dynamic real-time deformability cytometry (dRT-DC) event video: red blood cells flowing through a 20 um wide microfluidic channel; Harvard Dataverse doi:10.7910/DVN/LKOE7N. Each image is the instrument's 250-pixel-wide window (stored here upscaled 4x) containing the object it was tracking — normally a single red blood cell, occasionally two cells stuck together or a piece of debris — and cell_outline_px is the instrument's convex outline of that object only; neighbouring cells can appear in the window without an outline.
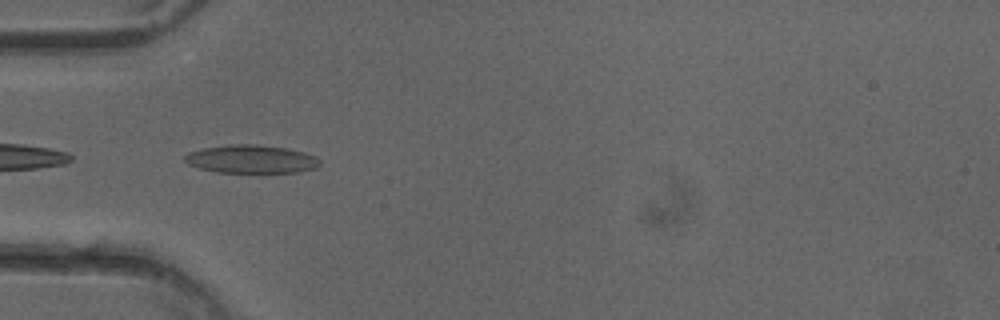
{"species": "common noctule bat (a hibernating species)", "species_latin": "Nyctalus noctula", "temperature_condition": "cold", "stored_images_in_passage": 51, "camera_frame_rate_fps": 3000, "um_per_image_px": 0.085, "animal": {"sex": "female"}, "frame": {"image": 1, "passage_image": 16, "time_ms": 5.0, "image_size_px": [1000, 320], "cell_outline_px": [[320, 164], [316, 168], [300, 172], [216, 172], [200, 168], [188, 164], [184, 160], [184, 156], [188, 152], [204, 148], [228, 144], [256, 144], [288, 148], [304, 152], [316, 156], [320, 160]], "centroid_in_image_um": [21.37, 13.52], "position_along_channel_um": 63.6, "area_um2": 22.31}}
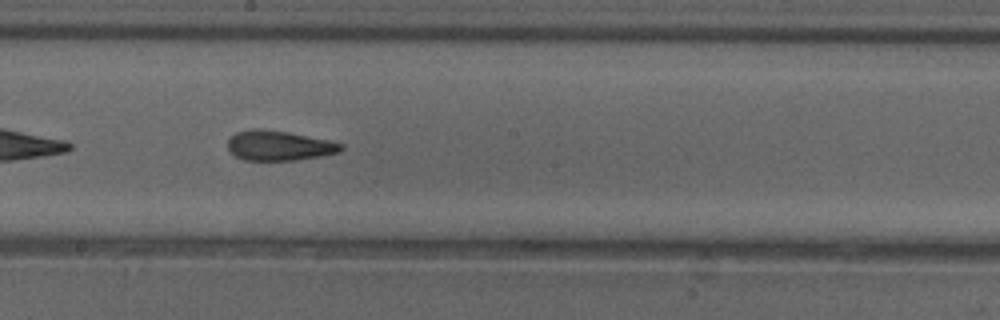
{"frame": {"image": 2, "passage_image": 28, "time_ms": 9.0, "image_size_px": [1000, 320], "cell_outline_px": [[344, 148], [340, 152], [320, 156], [296, 160], [244, 160], [236, 156], [228, 148], [228, 140], [236, 132], [252, 128], [264, 128], [288, 132], [332, 140], [344, 144]], "centroid_in_image_um": [23.76, 12.36], "position_along_channel_um": 224.4, "area_um2": 19.94}}
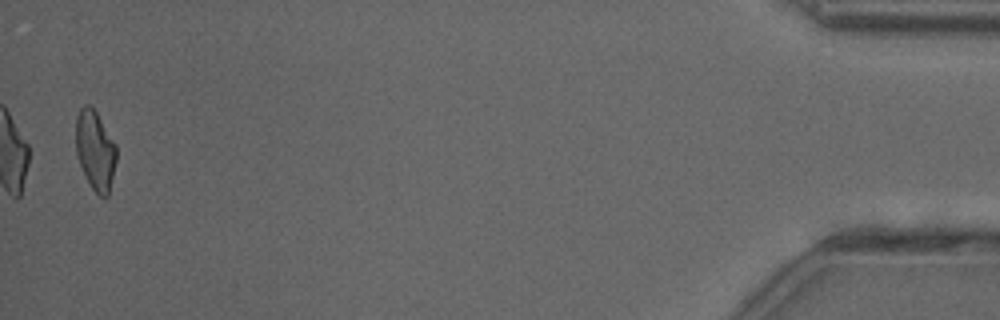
{"frame": {"image": 3, "passage_image": 50, "time_ms": 16.333, "image_size_px": [1000, 320], "cell_outline_px": [[116, 160], [108, 196], [104, 200], [88, 184], [80, 164], [76, 152], [76, 116], [80, 108], [84, 104], [88, 104], [96, 112], [116, 144]], "centroid_in_image_um": [8.09, 12.79], "position_along_channel_um": 427.1, "area_um2": 18.79}, "authors_computed_cell_mechanics": {"area_um2": 20.23, "velocity_mm_per_s": 4.0484, "shape_relaxation_time_tau1_ms": null, "shape_relaxation_time_tau2_ms": 2.1959, "deformation_change_tau1": null, "deformation_change_tau2": 0.1023}}